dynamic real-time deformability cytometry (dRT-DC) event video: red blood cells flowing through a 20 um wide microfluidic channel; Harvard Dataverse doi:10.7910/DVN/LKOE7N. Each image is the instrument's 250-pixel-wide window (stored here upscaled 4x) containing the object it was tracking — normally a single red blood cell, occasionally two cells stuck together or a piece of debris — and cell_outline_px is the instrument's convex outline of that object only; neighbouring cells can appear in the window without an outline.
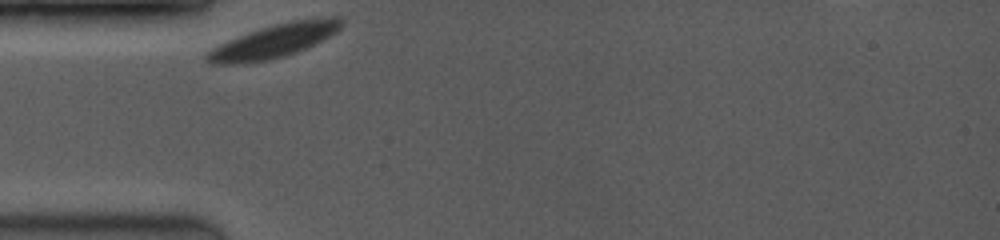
{"species": "common noctule bat (a hibernating species)", "species_latin": "Nyctalus noctula", "temperature_condition": "room temperature", "stored_images_in_passage": 24, "camera_frame_rate_fps": 3500, "um_per_image_px": 0.085, "animal": {"sex": "female", "body_mass_g": 19.0, "forearm_length_mm": 53.3}, "frame": {"image": 1, "passage_image": 1, "time_ms": 0.0, "image_size_px": [1000, 240], "cell_outline_px": [[344, 24], [336, 32], [296, 52], [272, 60], [232, 64], [212, 64], [204, 60], [204, 56], [212, 48], [220, 44], [248, 32], [260, 28], [292, 20], [320, 16], [340, 16], [344, 20]], "centroid_in_image_um": [23.32, 3.46], "position_along_channel_um": 61.7, "area_um2": 26.24}}
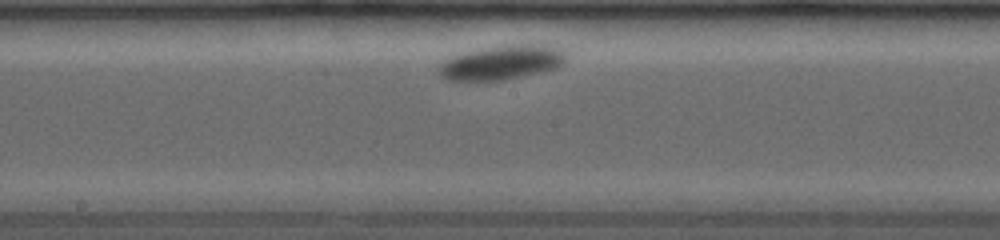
{"frame": {"image": 2, "passage_image": 13, "time_ms": 4.286, "image_size_px": [1000, 240], "cell_outline_px": [[568, 56], [564, 64], [556, 68], [540, 72], [504, 80], [448, 80], [440, 76], [440, 64], [444, 60], [452, 56], [464, 52], [480, 48], [512, 44], [544, 44], [560, 48]], "centroid_in_image_um": [42.7, 5.29], "position_along_channel_um": 205.5, "area_um2": 25.55}}
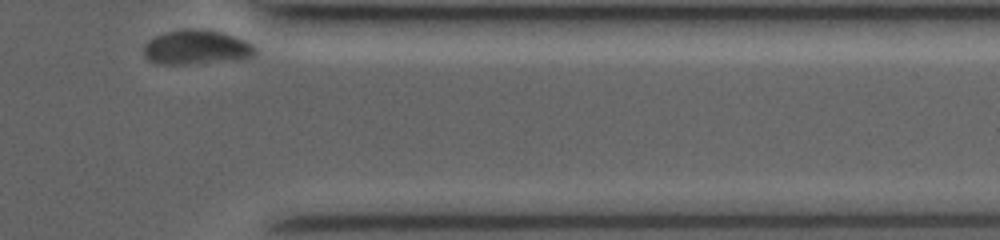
{"frame": {"image": 3, "passage_image": 24, "time_ms": 9.714, "image_size_px": [1000, 240], "cell_outline_px": [[256, 52], [252, 56], [240, 60], [188, 64], [164, 64], [148, 60], [144, 56], [144, 48], [148, 40], [156, 36], [180, 28], [184, 28], [220, 32], [236, 36], [252, 44], [256, 48]], "centroid_in_image_um": [16.72, 4.03], "position_along_channel_um": 394.7, "area_um2": 22.31}, "authors_computed_cell_mechanics": {"area_um2": 25.6921, "velocity_mm_per_s": 3.4283, "shape_relaxation_time_tau1_ms": 1.0513, "shape_relaxation_time_tau2_ms": null, "deformation_change_tau1": 0.0459, "deformation_change_tau2": null}}